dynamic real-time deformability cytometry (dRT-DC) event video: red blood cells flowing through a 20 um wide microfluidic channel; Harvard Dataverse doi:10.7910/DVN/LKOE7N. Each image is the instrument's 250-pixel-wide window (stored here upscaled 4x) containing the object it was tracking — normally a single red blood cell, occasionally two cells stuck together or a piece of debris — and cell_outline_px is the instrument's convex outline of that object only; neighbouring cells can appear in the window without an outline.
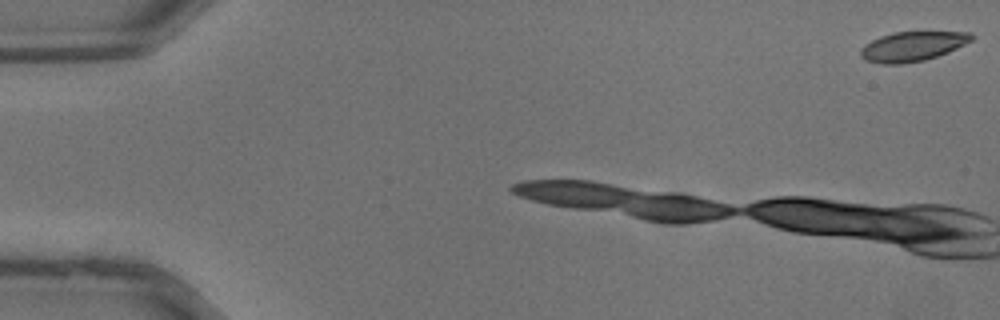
{"species": "common noctule bat (a hibernating species)", "species_latin": "Nyctalus noctula", "temperature_condition": "warm", "stored_images_in_passage": 11, "camera_frame_rate_fps": 3000, "um_per_image_px": 0.085, "animal": {"sex": "male", "body_mass_g": 13.3}, "frame": {"image": 1, "passage_image": 1, "time_ms": 0.0, "image_size_px": [1000, 320], "cell_outline_px": [[972, 40], [948, 52], [924, 60], [900, 64], [880, 64], [864, 60], [860, 56], [860, 48], [864, 44], [880, 36], [892, 32], [972, 32]], "centroid_in_image_um": [77.49, 3.94], "position_along_channel_um": 7.5, "area_um2": 19.13}}